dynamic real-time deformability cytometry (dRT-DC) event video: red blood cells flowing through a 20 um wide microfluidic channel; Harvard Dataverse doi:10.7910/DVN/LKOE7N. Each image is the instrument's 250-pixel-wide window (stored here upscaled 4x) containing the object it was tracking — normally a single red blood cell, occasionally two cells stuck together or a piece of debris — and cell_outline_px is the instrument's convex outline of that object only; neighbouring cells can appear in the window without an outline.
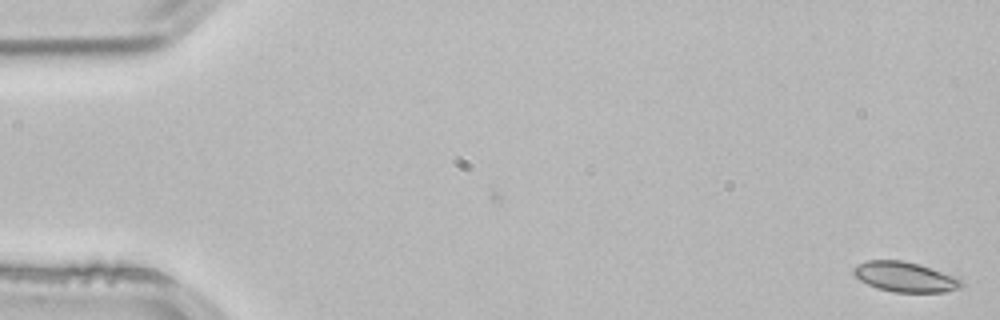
{"species": "common noctule bat (a hibernating species)", "species_latin": "Nyctalus noctula", "temperature_condition": "room temperature", "stored_images_in_passage": 4, "camera_frame_rate_fps": 3000, "um_per_image_px": 0.085, "animal": {"sex": "male", "body_mass_g": 21.5, "forearm_length_mm": 52.0}, "frame": {"image": 1, "passage_image": 1, "time_ms": 0.0, "image_size_px": [1000, 320], "cell_outline_px": [[964, 284], [960, 288], [944, 292], [892, 292], [876, 288], [860, 280], [852, 272], [852, 268], [856, 264], [868, 260], [900, 260], [920, 264], [952, 276], [960, 280]], "centroid_in_image_um": [76.87, 23.53], "position_along_channel_um": 8.1, "area_um2": 18.79}}
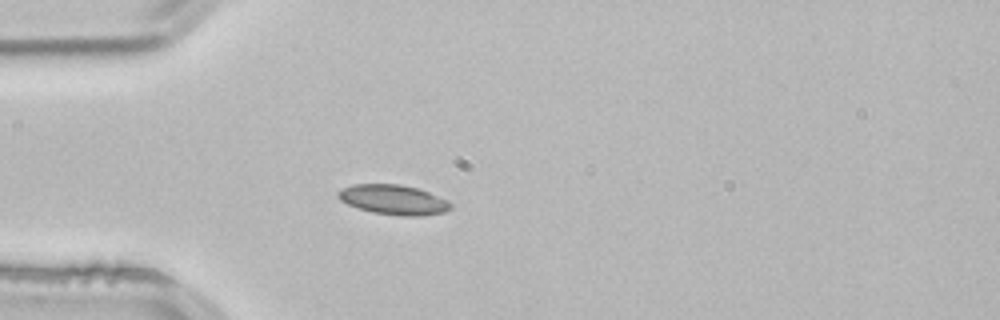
{"frame": {"image": 2, "passage_image": 4, "time_ms": 1.0, "image_size_px": [1000, 320], "cell_outline_px": [[452, 208], [444, 212], [420, 216], [400, 216], [372, 212], [348, 204], [340, 200], [336, 196], [336, 192], [340, 188], [352, 184], [400, 184], [416, 188], [428, 192], [448, 200], [452, 204]], "centroid_in_image_um": [33.42, 16.97], "position_along_channel_um": 51.6, "area_um2": 19.65}}